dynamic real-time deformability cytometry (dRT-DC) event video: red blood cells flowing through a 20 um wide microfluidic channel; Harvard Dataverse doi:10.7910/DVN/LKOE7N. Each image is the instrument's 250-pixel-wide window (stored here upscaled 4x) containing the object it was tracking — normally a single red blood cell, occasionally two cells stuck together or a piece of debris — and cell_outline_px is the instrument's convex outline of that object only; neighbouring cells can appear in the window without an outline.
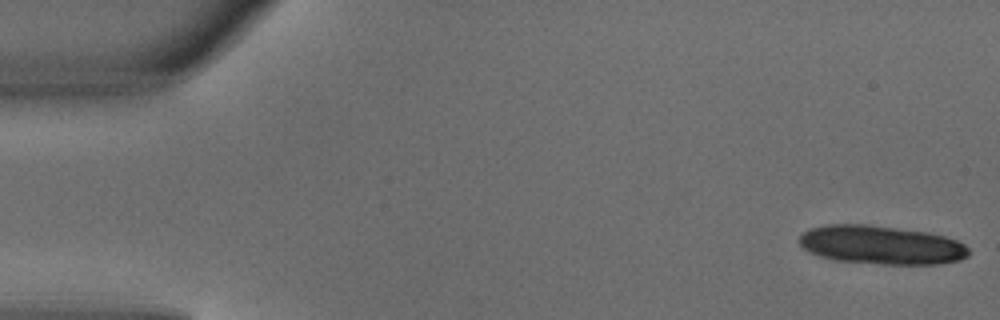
{"species": "common noctule bat (a hibernating species)", "species_latin": "Nyctalus noctula", "temperature_condition": "warm", "stored_images_in_passage": 2, "segment_of_instrument_passage": [2, 2], "camera_frame_rate_fps": 3000, "um_per_image_px": 0.085, "animal": {"sex": "male", "body_mass_g": 18.8}, "frame": {"image": 1, "passage_image": 2, "time_ms": 0.333, "image_size_px": [1000, 320], "cell_outline_px": [[968, 256], [960, 260], [936, 264], [884, 264], [836, 260], [820, 256], [808, 252], [800, 244], [800, 236], [804, 232], [812, 228], [828, 224], [868, 224], [928, 232], [944, 236], [956, 240], [964, 244], [968, 248]], "centroid_in_image_um": [74.91, 20.82], "position_along_channel_um": 10.1, "area_um2": 38.03}}